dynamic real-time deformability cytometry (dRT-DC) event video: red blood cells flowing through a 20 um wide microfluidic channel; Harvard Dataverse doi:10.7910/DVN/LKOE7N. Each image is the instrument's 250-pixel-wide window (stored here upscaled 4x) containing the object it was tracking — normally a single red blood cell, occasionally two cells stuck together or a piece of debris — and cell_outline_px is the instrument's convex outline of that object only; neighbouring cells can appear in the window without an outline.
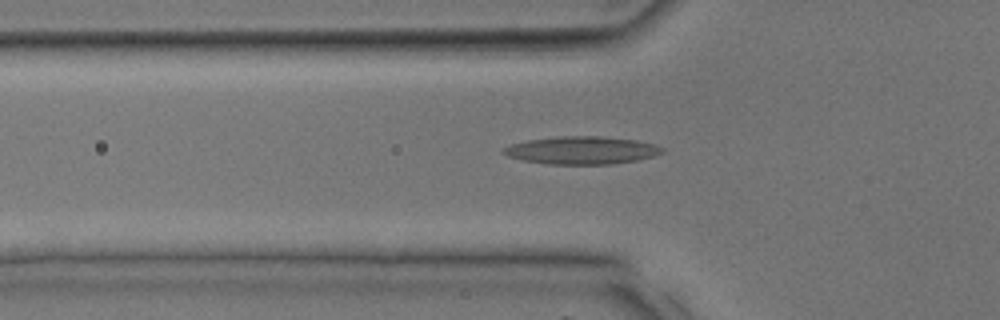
{"species": "common noctule bat (a hibernating species)", "species_latin": "Nyctalus noctula", "temperature_condition": "room temperature", "stored_images_in_passage": 9, "camera_frame_rate_fps": 3000, "um_per_image_px": 0.085, "animal": {"sex": "male", "body_mass_g": 17.9, "forearm_length_mm": 54.2}, "frame": {"image": 1, "passage_image": 7, "time_ms": 2.0, "image_size_px": [1000, 320], "cell_outline_px": [[664, 152], [640, 160], [612, 164], [548, 164], [524, 160], [508, 156], [500, 152], [500, 148], [512, 144], [528, 140], [556, 136], [600, 136], [636, 140], [656, 144], [664, 148]], "centroid_in_image_um": [49.45, 12.77], "position_along_channel_um": 76.4, "area_um2": 25.84}}